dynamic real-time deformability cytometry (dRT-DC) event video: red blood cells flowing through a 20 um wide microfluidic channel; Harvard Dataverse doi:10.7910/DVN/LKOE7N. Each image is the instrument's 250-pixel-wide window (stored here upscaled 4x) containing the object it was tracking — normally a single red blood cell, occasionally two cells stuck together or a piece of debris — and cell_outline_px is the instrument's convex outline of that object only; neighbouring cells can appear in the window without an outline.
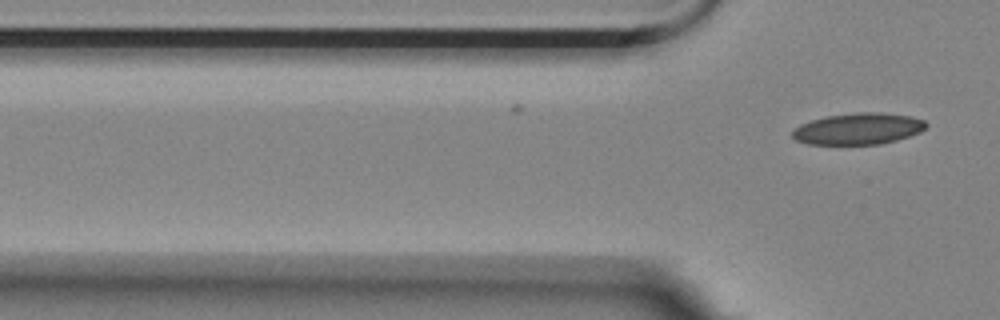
{"species": "Egyptian fruit bat (a non-hibernating species)", "species_latin": "Rousettus aegyptiacus", "temperature_condition": "room temperature", "stored_images_in_passage": 5, "camera_frame_rate_fps": 3000, "um_per_image_px": 0.085, "animal": {"sex": "female"}, "frame": {"image": 1, "passage_image": 5, "time_ms": 1.333, "image_size_px": [1000, 320], "cell_outline_px": [[928, 124], [920, 132], [896, 140], [880, 144], [808, 144], [796, 140], [792, 136], [792, 132], [800, 124], [824, 116], [856, 112], [880, 112], [912, 116], [924, 120]], "centroid_in_image_um": [72.95, 10.93], "position_along_channel_um": 52.8, "area_um2": 24.51}}